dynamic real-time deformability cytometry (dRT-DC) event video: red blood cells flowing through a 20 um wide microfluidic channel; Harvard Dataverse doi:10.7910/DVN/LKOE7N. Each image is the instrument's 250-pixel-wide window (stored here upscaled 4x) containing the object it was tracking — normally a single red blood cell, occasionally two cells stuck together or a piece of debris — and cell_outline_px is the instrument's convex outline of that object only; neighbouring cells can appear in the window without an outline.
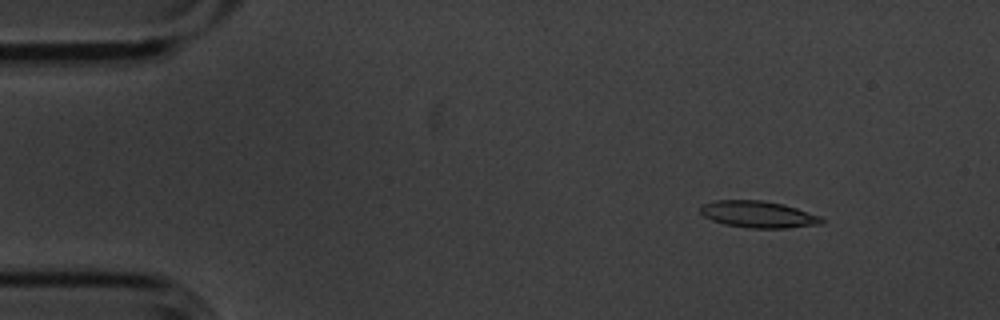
{"species": "common noctule bat (a hibernating species)", "species_latin": "Nyctalus noctula", "temperature_condition": "cold", "stored_images_in_passage": 7, "camera_frame_rate_fps": 3000, "um_per_image_px": 0.085, "animal": {"sex": "male", "body_mass_g": 20.1, "forearm_length_mm": 53.5}, "frame": {"image": 1, "passage_image": 2, "time_ms": 0.333, "image_size_px": [1000, 320], "cell_outline_px": [[824, 224], [788, 228], [748, 228], [724, 224], [712, 220], [704, 216], [700, 212], [700, 208], [704, 204], [716, 200], [764, 200], [784, 204], [820, 216], [824, 220]], "centroid_in_image_um": [64.47, 18.22], "position_along_channel_um": 20.5, "area_um2": 18.96}}
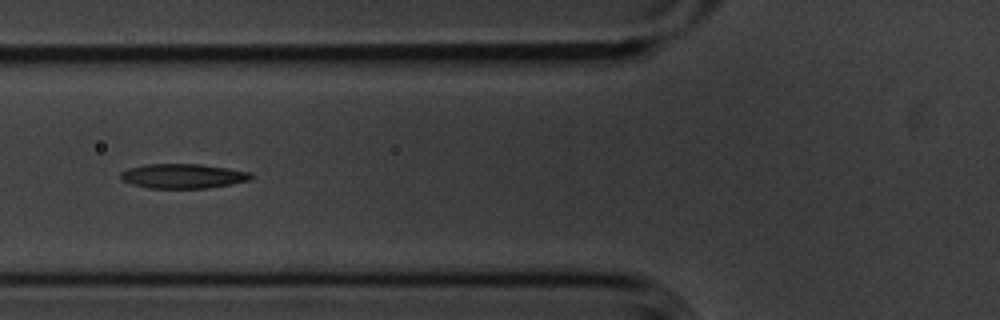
{"frame": {"image": 2, "passage_image": 6, "time_ms": 1.667, "image_size_px": [1000, 320], "cell_outline_px": [[252, 176], [248, 180], [208, 188], [148, 188], [132, 184], [120, 180], [120, 172], [128, 168], [144, 164], [200, 164], [228, 168], [252, 172]], "centroid_in_image_um": [15.5, 14.96], "position_along_channel_um": 110.3, "area_um2": 18.67}}
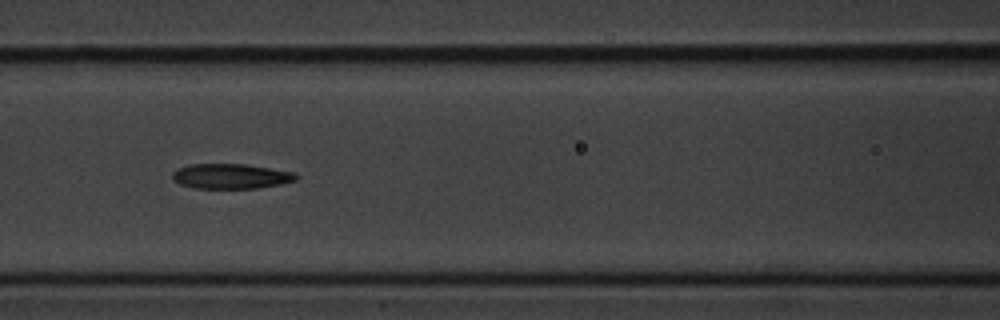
{"frame": {"image": 3, "passage_image": 7, "time_ms": 2.0, "image_size_px": [1000, 320], "cell_outline_px": [[300, 176], [296, 180], [280, 184], [256, 188], [192, 188], [180, 184], [172, 180], [172, 172], [176, 168], [192, 164], [244, 164], [296, 172]], "centroid_in_image_um": [19.61, 14.98], "position_along_channel_um": 147.0, "area_um2": 18.15}}